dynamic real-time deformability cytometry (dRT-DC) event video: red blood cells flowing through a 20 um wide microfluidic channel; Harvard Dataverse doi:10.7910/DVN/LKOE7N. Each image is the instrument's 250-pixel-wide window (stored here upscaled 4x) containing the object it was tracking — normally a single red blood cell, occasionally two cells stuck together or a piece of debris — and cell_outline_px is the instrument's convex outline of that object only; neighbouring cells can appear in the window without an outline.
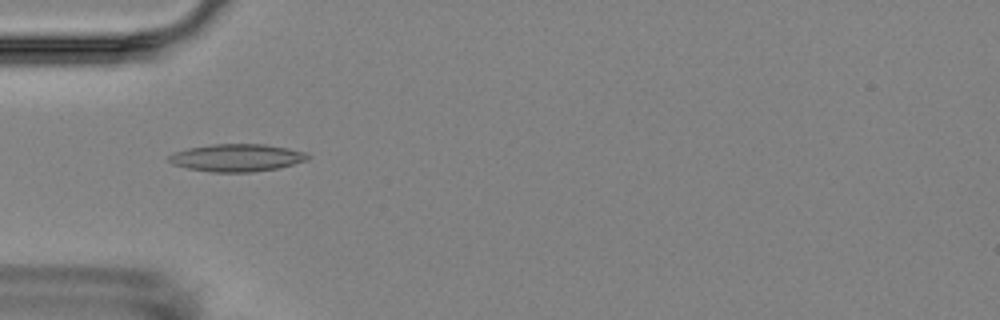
{"species": "Egyptian fruit bat (a non-hibernating species)", "species_latin": "Rousettus aegyptiacus", "temperature_condition": "room temperature", "stored_images_in_passage": 5, "camera_frame_rate_fps": 3000, "um_per_image_px": 0.085, "animal": {"sex": "female"}, "frame": {"image": 1, "passage_image": 4, "time_ms": 3.333, "image_size_px": [1000, 320], "cell_outline_px": [[312, 156], [308, 160], [276, 168], [252, 172], [212, 172], [188, 168], [172, 164], [168, 160], [168, 156], [172, 152], [188, 148], [212, 144], [264, 144], [288, 148], [304, 152]], "centroid_in_image_um": [20.11, 13.4], "position_along_channel_um": 64.9, "area_um2": 22.25}}